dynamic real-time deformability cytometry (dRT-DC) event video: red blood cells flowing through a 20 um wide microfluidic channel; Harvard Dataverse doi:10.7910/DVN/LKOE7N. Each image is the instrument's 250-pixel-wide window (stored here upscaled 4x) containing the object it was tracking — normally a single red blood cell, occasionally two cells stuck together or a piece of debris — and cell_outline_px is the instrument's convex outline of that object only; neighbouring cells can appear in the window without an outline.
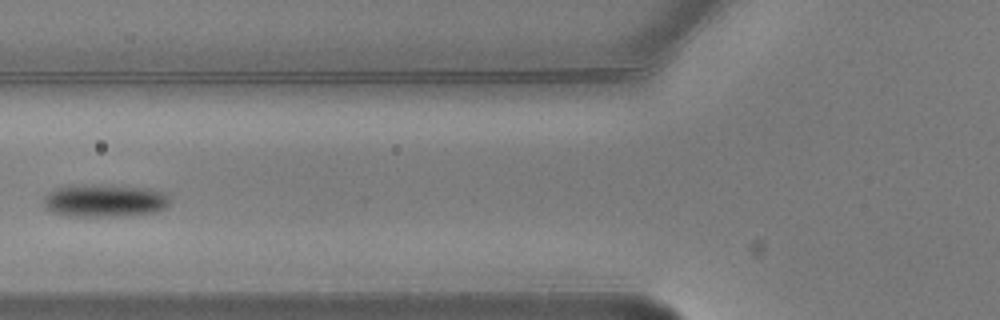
{"species": "common noctule bat (a hibernating species)", "species_latin": "Nyctalus noctula", "temperature_condition": "warm", "stored_images_in_passage": 6, "camera_frame_rate_fps": 3000, "um_per_image_px": 0.085, "animal": {"sex": "male", "body_mass_g": 20.5, "forearm_length_mm": 52.5}, "frame": {"image": 1, "passage_image": 4, "time_ms": 1.0, "image_size_px": [1000, 320], "cell_outline_px": [[172, 200], [164, 208], [156, 212], [120, 216], [68, 216], [52, 212], [44, 208], [44, 196], [52, 188], [72, 184], [76, 184], [148, 188], [164, 192]], "centroid_in_image_um": [8.84, 17.05], "position_along_channel_um": 117.0, "area_um2": 24.28}}
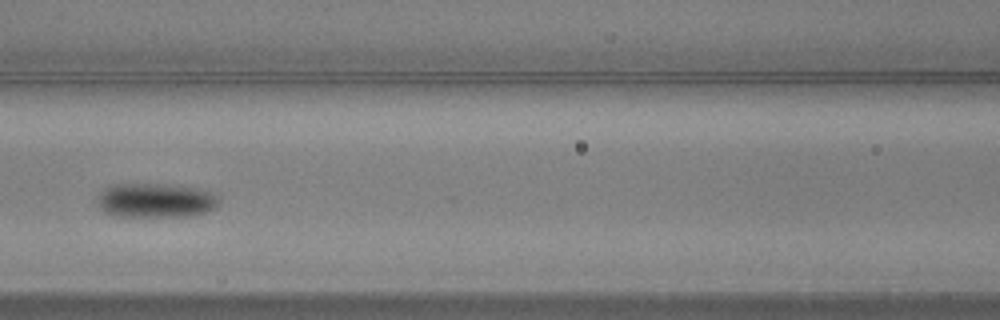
{"frame": {"image": 2, "passage_image": 5, "time_ms": 1.333, "image_size_px": [1000, 320], "cell_outline_px": [[220, 204], [216, 208], [208, 212], [188, 216], [112, 216], [104, 212], [100, 208], [96, 200], [96, 196], [104, 188], [112, 184], [172, 184], [204, 188], [220, 196]], "centroid_in_image_um": [13.27, 17.02], "position_along_channel_um": 153.3, "area_um2": 25.14}}
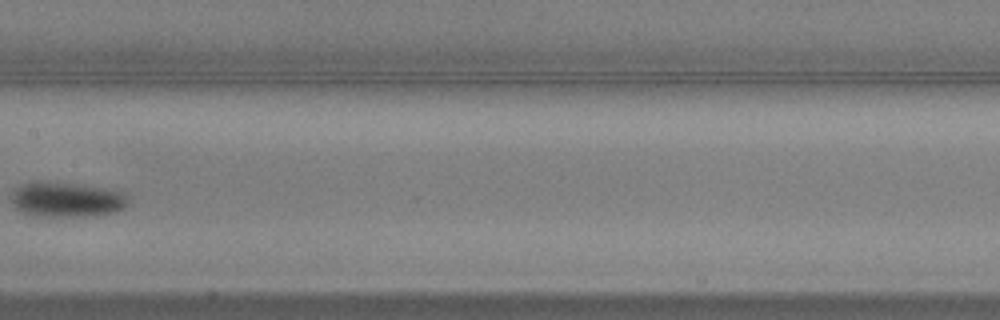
{"frame": {"image": 3, "passage_image": 6, "time_ms": 1.667, "image_size_px": [1000, 320], "cell_outline_px": [[128, 204], [124, 208], [116, 212], [96, 216], [36, 216], [24, 212], [16, 208], [12, 204], [12, 192], [20, 184], [32, 180], [40, 180], [76, 184], [108, 188], [124, 192], [128, 196]], "centroid_in_image_um": [5.68, 16.94], "position_along_channel_um": 201.7, "area_um2": 24.33}}